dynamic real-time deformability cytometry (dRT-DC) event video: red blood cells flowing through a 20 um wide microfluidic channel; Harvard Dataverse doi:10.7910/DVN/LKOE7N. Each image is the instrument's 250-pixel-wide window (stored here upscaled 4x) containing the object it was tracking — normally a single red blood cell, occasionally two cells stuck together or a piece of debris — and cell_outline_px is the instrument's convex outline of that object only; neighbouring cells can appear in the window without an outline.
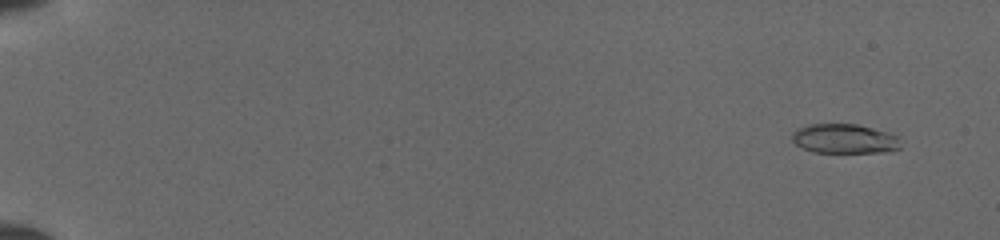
{"species": "common noctule bat (a hibernating species)", "species_latin": "Nyctalus noctula", "temperature_condition": "cold", "stored_images_in_passage": 51, "camera_frame_rate_fps": 3000, "um_per_image_px": 0.085, "animal": {"sex": "female", "body_mass_g": 19.5, "forearm_length_mm": 54.1}, "frame": {"image": 1, "passage_image": 4, "time_ms": 1.0, "image_size_px": [1000, 240], "cell_outline_px": [[900, 148], [880, 152], [812, 152], [796, 144], [792, 140], [792, 132], [796, 128], [808, 124], [856, 124], [888, 132], [900, 136]], "centroid_in_image_um": [71.76, 11.78], "position_along_channel_um": 13.2, "area_um2": 18.67}}
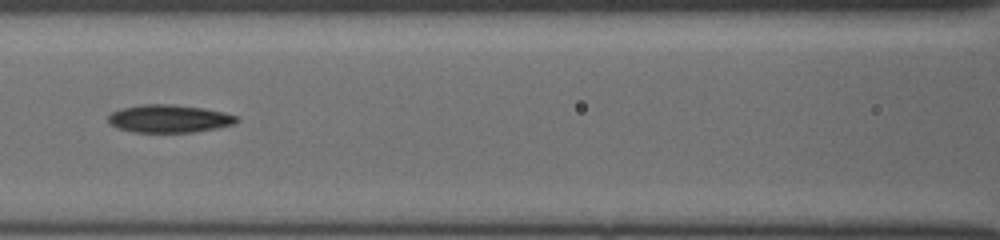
{"frame": {"image": 2, "passage_image": 26, "time_ms": 8.333, "image_size_px": [1000, 240], "cell_outline_px": [[240, 120], [236, 124], [216, 128], [192, 132], [132, 132], [116, 128], [108, 120], [108, 116], [112, 112], [120, 108], [140, 104], [172, 104], [204, 108], [224, 112], [236, 116]], "centroid_in_image_um": [14.38, 10.08], "position_along_channel_um": 152.2, "area_um2": 20.98}}
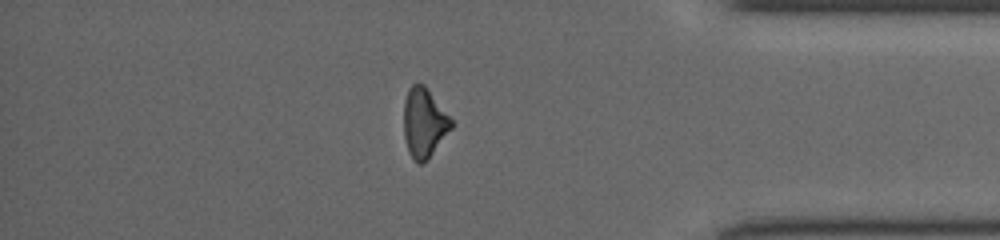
{"frame": {"image": 3, "passage_image": 45, "time_ms": 14.667, "image_size_px": [1000, 240], "cell_outline_px": [[452, 128], [432, 152], [420, 164], [416, 164], [408, 152], [404, 136], [404, 100], [408, 88], [412, 84], [424, 84], [452, 120]], "centroid_in_image_um": [36.01, 10.41], "position_along_channel_um": 399.2, "area_um2": 18.84}}